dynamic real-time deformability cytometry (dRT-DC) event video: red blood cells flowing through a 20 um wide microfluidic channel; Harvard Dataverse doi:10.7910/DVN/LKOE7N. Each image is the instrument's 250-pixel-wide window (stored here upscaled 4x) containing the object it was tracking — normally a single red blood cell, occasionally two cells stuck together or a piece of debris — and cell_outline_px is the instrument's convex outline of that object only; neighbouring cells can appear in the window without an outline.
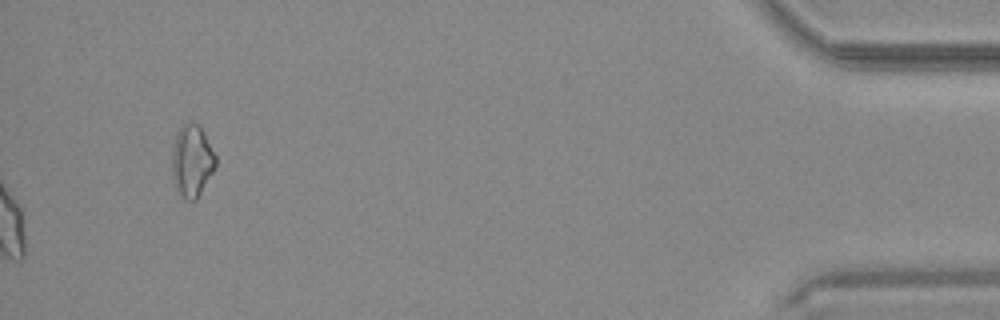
{"species": "common noctule bat (a hibernating species)", "species_latin": "Nyctalus noctula", "temperature_condition": "warm", "stored_images_in_passage": 46, "camera_frame_rate_fps": 3000, "um_per_image_px": 0.085, "animal": {"sex": "male", "body_mass_g": 20.4}, "frame": {"image": 1, "passage_image": 46, "time_ms": 15.0, "image_size_px": [1000, 320], "cell_outline_px": [[216, 168], [196, 200], [184, 200], [176, 192], [172, 176], [172, 152], [176, 132], [188, 120], [200, 124], [216, 156]], "centroid_in_image_um": [16.31, 13.68], "position_along_channel_um": 418.9, "area_um2": 18.79}}